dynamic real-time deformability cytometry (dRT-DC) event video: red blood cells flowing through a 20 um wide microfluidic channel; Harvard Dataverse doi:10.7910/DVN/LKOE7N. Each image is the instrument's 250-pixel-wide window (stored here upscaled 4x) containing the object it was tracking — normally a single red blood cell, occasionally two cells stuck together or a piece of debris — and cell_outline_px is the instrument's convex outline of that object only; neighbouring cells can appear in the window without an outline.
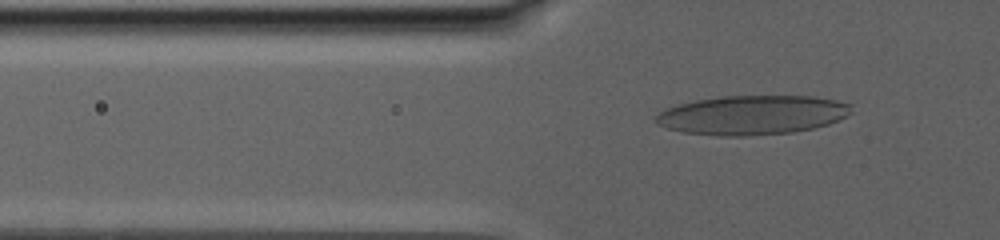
{"species": "human", "species_latin": "Homo sapiens", "temperature_condition": "warm", "stored_images_in_passage": 79, "camera_frame_rate_fps": 3000, "um_per_image_px": 0.085, "donor": {"sex": "male"}, "frame": {"image": 1, "passage_image": 11, "time_ms": 2.667, "image_size_px": [1000, 240], "cell_outline_px": [[852, 112], [828, 124], [812, 128], [792, 132], [744, 136], [720, 136], [684, 132], [668, 128], [656, 124], [656, 116], [664, 108], [696, 100], [720, 96], [816, 96], [836, 100], [852, 104]], "centroid_in_image_um": [63.94, 9.77], "position_along_channel_um": 61.9, "area_um2": 44.62}}
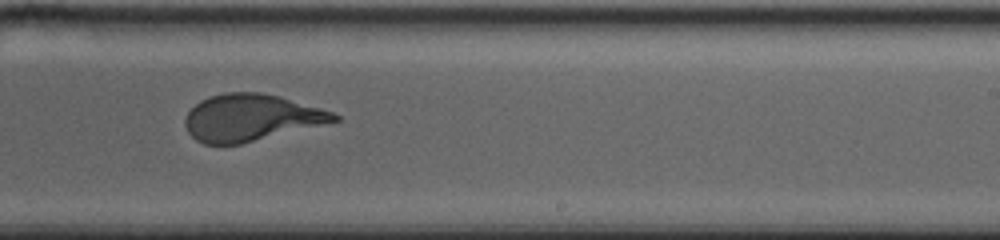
{"frame": {"image": 2, "passage_image": 44, "time_ms": 11.0, "image_size_px": [1000, 240], "cell_outline_px": [[340, 120], [240, 144], [204, 144], [196, 140], [188, 132], [184, 124], [184, 120], [188, 112], [200, 100], [208, 96], [224, 92], [260, 92], [280, 96], [320, 108], [332, 112], [340, 116]], "centroid_in_image_um": [21.3, 9.99], "position_along_channel_um": 267.7, "area_um2": 40.4}}
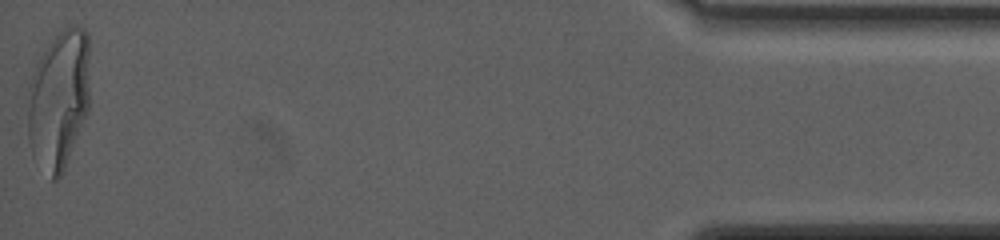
{"frame": {"image": 3, "passage_image": 79, "time_ms": 20.0, "image_size_px": [1000, 240], "cell_outline_px": [[88, 112], [64, 168], [60, 176], [56, 180], [52, 180], [32, 156], [28, 136], [28, 84], [36, 60], [56, 32], [68, 24], [76, 24], [84, 28], [88, 32]], "centroid_in_image_um": [4.97, 8.38], "position_along_channel_um": 430.2, "area_um2": 51.1}}